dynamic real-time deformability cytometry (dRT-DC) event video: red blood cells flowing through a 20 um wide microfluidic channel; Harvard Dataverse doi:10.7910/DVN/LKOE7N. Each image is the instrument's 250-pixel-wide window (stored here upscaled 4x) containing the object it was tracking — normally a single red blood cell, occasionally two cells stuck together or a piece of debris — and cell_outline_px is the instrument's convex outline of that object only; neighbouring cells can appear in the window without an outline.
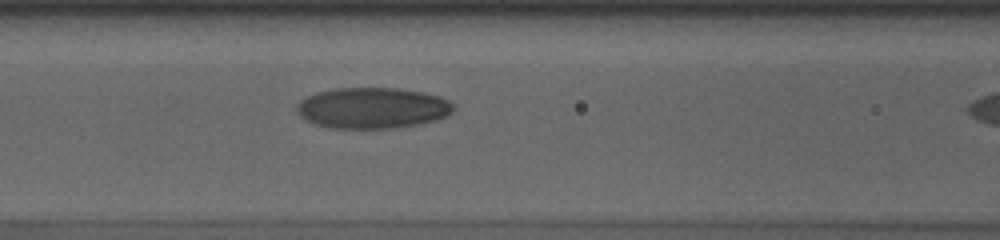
{"species": "human", "species_latin": "Homo sapiens", "temperature_condition": "cold", "stored_images_in_passage": 40, "camera_frame_rate_fps": 3000, "um_per_image_px": 0.085, "donor": {"sex": "male"}, "frame": {"image": 1, "passage_image": 18, "time_ms": 5.667, "image_size_px": [1000, 240], "cell_outline_px": [[456, 108], [448, 116], [436, 120], [420, 124], [396, 128], [332, 128], [316, 124], [300, 116], [296, 112], [296, 104], [300, 100], [316, 92], [332, 88], [396, 88], [424, 92], [440, 96], [456, 104]], "centroid_in_image_um": [31.7, 9.17], "position_along_channel_um": 134.9, "area_um2": 37.8}}
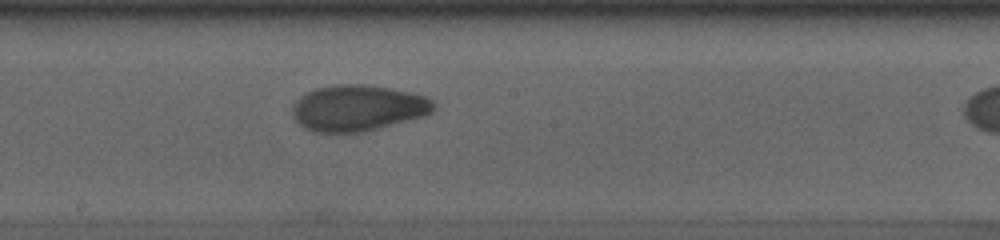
{"frame": {"image": 2, "passage_image": 25, "time_ms": 8.0, "image_size_px": [1000, 240], "cell_outline_px": [[436, 108], [432, 112], [424, 116], [364, 132], [312, 132], [304, 128], [292, 116], [292, 104], [300, 96], [316, 88], [336, 84], [360, 84], [388, 88], [412, 92], [424, 96], [432, 100], [436, 104]], "centroid_in_image_um": [30.41, 9.18], "position_along_channel_um": 217.8, "area_um2": 38.03}}
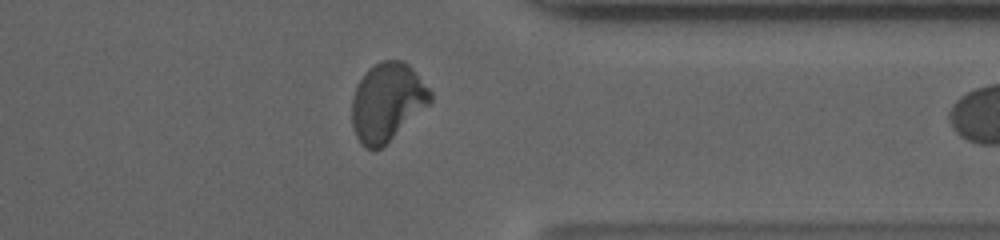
{"frame": {"image": 3, "passage_image": 39, "time_ms": 12.667, "image_size_px": [1000, 240], "cell_outline_px": [[432, 104], [380, 148], [364, 148], [356, 136], [352, 128], [352, 96], [360, 80], [368, 68], [380, 60], [404, 60], [412, 68], [432, 92]], "centroid_in_image_um": [32.93, 8.66], "position_along_channel_um": 378.5, "area_um2": 35.89}}